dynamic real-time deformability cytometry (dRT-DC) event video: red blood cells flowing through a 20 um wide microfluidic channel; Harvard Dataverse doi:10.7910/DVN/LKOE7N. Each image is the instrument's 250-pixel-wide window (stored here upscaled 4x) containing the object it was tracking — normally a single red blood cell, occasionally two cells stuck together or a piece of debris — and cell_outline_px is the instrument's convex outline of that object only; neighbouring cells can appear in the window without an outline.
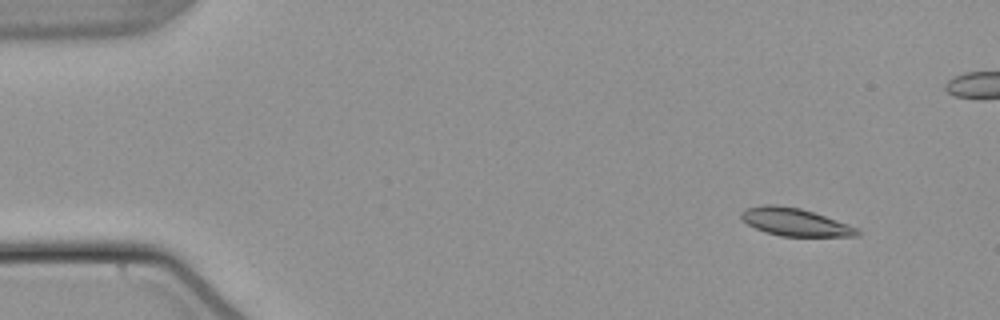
{"species": "common noctule bat (a hibernating species)", "species_latin": "Nyctalus noctula", "temperature_condition": "warm", "stored_images_in_passage": 52, "camera_frame_rate_fps": 3000, "um_per_image_px": 0.085, "animal": {"sex": "male", "body_mass_g": 21.5, "forearm_length_mm": 52.0}, "frame": {"image": 1, "passage_image": 2, "time_ms": 0.333, "image_size_px": [1000, 320], "cell_outline_px": [[860, 236], [780, 236], [764, 232], [748, 224], [740, 216], [740, 212], [744, 208], [764, 204], [776, 204], [800, 208], [848, 224], [856, 228], [860, 232]], "centroid_in_image_um": [67.53, 18.87], "position_along_channel_um": 17.5, "area_um2": 18.67}}
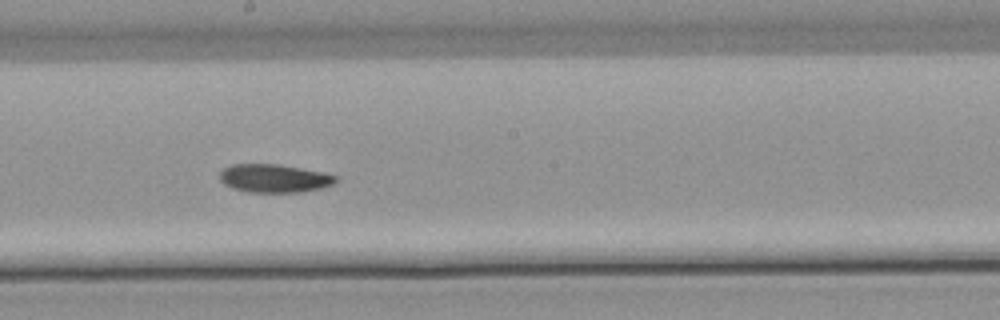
{"frame": {"image": 2, "passage_image": 27, "time_ms": 8.667, "image_size_px": [1000, 320], "cell_outline_px": [[340, 176], [332, 184], [324, 188], [300, 192], [248, 192], [232, 188], [224, 184], [220, 180], [220, 172], [224, 168], [232, 164], [280, 164], [324, 172]], "centroid_in_image_um": [23.34, 15.15], "position_along_channel_um": 224.9, "area_um2": 19.31}}
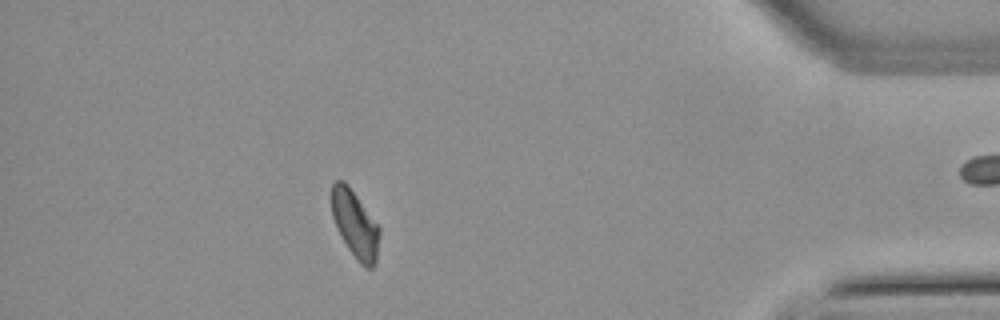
{"frame": {"image": 3, "passage_image": 45, "time_ms": 14.667, "image_size_px": [1000, 320], "cell_outline_px": [[380, 232], [376, 260], [372, 268], [364, 268], [356, 260], [340, 236], [336, 228], [332, 216], [332, 184], [336, 180], [344, 180], [348, 184], [380, 228]], "centroid_in_image_um": [30.17, 19.07], "position_along_channel_um": 405.0, "area_um2": 18.73}}